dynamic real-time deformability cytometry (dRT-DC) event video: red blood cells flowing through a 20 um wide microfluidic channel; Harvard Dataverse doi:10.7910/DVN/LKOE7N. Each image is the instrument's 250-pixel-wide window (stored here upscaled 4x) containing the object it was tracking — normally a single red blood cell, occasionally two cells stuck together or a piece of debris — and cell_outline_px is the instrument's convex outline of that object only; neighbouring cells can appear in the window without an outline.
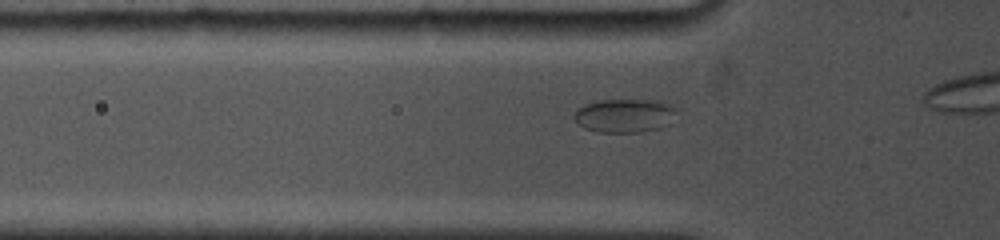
{"species": "common noctule bat (a hibernating species)", "species_latin": "Nyctalus noctula", "temperature_condition": "cold", "stored_images_in_passage": 18, "camera_frame_rate_fps": 5000, "um_per_image_px": 0.085, "animal": {"sex": "female", "body_mass_g": 19.0, "forearm_length_mm": 53.3}, "frame": {"image": 1, "passage_image": 6, "time_ms": 1.8, "image_size_px": [1000, 240], "cell_outline_px": [[676, 112], [668, 124], [660, 128], [640, 132], [596, 132], [584, 128], [572, 116], [576, 108], [584, 104], [600, 100], [656, 100], [676, 108]], "centroid_in_image_um": [53.04, 9.83], "position_along_channel_um": 72.8, "area_um2": 20.06}}
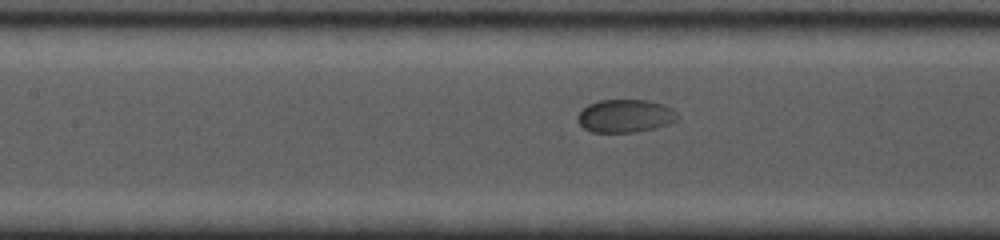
{"frame": {"image": 2, "passage_image": 13, "time_ms": 4.0, "image_size_px": [1000, 240], "cell_outline_px": [[680, 116], [676, 120], [668, 124], [656, 128], [636, 132], [592, 132], [584, 128], [576, 120], [576, 116], [588, 104], [600, 100], [648, 100], [664, 104], [672, 108]], "centroid_in_image_um": [53.16, 9.85], "position_along_channel_um": 154.2, "area_um2": 19.36}}
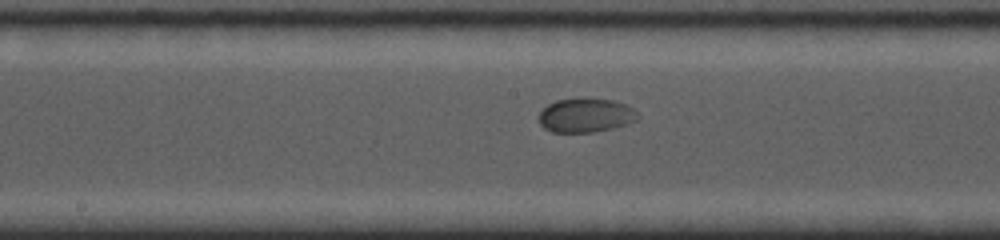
{"frame": {"image": 3, "passage_image": 16, "time_ms": 5.2, "image_size_px": [1000, 240], "cell_outline_px": [[640, 116], [636, 120], [616, 128], [592, 132], [552, 132], [544, 128], [540, 124], [536, 116], [548, 104], [556, 100], [584, 96], [612, 100], [624, 104], [632, 108]], "centroid_in_image_um": [49.75, 9.78], "position_along_channel_um": 198.4, "area_um2": 20.11}}